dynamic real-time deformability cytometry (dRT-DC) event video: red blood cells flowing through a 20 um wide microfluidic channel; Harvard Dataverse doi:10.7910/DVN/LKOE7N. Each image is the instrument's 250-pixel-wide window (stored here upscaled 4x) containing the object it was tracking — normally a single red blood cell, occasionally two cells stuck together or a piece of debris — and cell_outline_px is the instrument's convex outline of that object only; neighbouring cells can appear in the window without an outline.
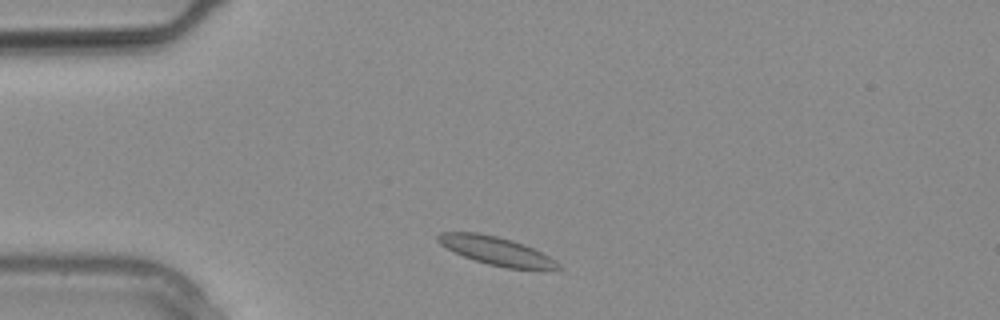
{"species": "common noctule bat (a hibernating species)", "species_latin": "Nyctalus noctula", "temperature_condition": "warm", "stored_images_in_passage": 9, "camera_frame_rate_fps": 3000, "um_per_image_px": 0.085, "animal": {"sex": "male", "body_mass_g": 20.4}, "frame": {"image": 1, "passage_image": 2, "time_ms": 0.333, "image_size_px": [1000, 320], "cell_outline_px": [[564, 268], [504, 268], [488, 264], [464, 256], [440, 244], [436, 240], [436, 236], [440, 232], [476, 232], [496, 236], [512, 240], [524, 244], [556, 260]], "centroid_in_image_um": [42.15, 21.3], "position_along_channel_um": 42.9, "area_um2": 19.42}}